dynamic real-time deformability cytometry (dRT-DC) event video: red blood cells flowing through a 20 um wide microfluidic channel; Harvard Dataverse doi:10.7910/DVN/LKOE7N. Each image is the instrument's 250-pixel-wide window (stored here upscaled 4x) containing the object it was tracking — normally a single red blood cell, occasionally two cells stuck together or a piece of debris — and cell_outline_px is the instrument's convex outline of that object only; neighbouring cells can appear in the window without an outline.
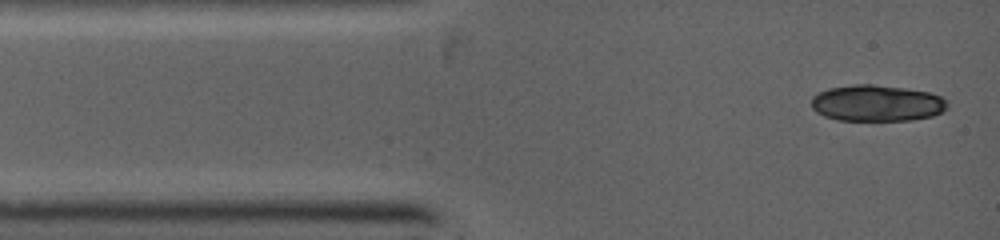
{"species": "common noctule bat (a hibernating species)", "species_latin": "Nyctalus noctula", "temperature_condition": "warm", "stored_images_in_passage": 4, "camera_frame_rate_fps": 5000, "um_per_image_px": 0.085, "animal": {"sex": "female", "body_mass_g": 19.0, "forearm_length_mm": 53.3}, "frame": {"image": 1, "passage_image": 1, "time_ms": 0.0, "image_size_px": [1000, 240], "cell_outline_px": [[948, 108], [932, 116], [912, 120], [836, 120], [824, 116], [816, 112], [812, 108], [812, 96], [828, 88], [852, 84], [872, 84], [904, 88], [928, 92], [940, 96], [948, 104]], "centroid_in_image_um": [74.5, 8.77], "position_along_channel_um": 10.5, "area_um2": 28.78}}